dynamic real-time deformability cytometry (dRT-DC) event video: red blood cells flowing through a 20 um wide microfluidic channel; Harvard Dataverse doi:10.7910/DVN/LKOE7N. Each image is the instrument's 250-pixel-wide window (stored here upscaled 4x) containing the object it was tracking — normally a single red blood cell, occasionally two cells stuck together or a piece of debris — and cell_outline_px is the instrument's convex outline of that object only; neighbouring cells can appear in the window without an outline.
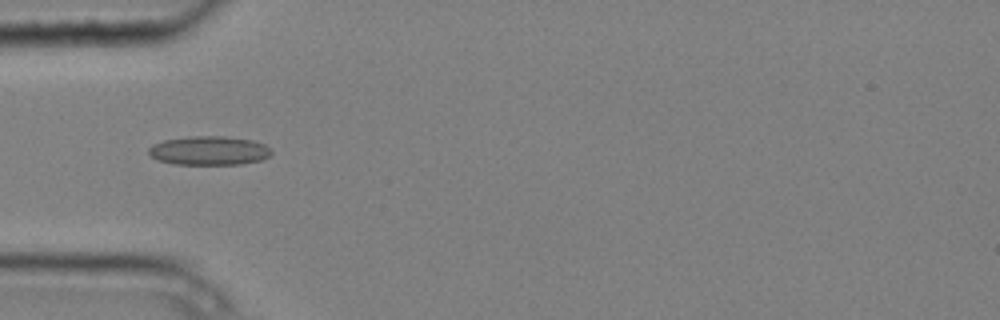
{"species": "common noctule bat (a hibernating species)", "species_latin": "Nyctalus noctula", "temperature_condition": "cold", "stored_images_in_passage": 6, "camera_frame_rate_fps": 3000, "um_per_image_px": 0.085, "animal": {"sex": "male", "body_mass_g": 20.4}, "frame": {"image": 1, "passage_image": 1, "time_ms": 0.0, "image_size_px": [1000, 320], "cell_outline_px": [[272, 152], [268, 156], [260, 160], [244, 164], [172, 164], [160, 160], [152, 156], [148, 152], [148, 148], [152, 144], [164, 140], [188, 136], [224, 136], [252, 140], [264, 144], [272, 148]], "centroid_in_image_um": [17.78, 12.79], "position_along_channel_um": 67.2, "area_um2": 20.75}}
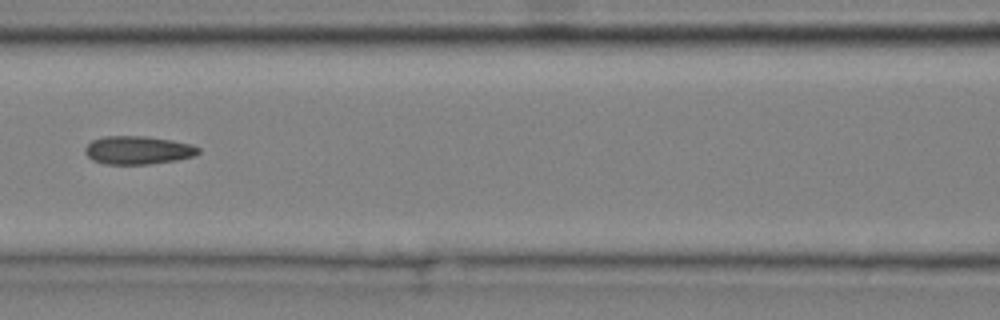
{"frame": {"image": 2, "passage_image": 3, "time_ms": 0.667, "image_size_px": [1000, 320], "cell_outline_px": [[200, 152], [196, 156], [176, 160], [148, 164], [104, 164], [92, 160], [84, 152], [84, 148], [92, 140], [104, 136], [148, 136], [172, 140], [192, 144], [200, 148]], "centroid_in_image_um": [11.74, 12.76], "position_along_channel_um": 154.9, "area_um2": 18.84}}
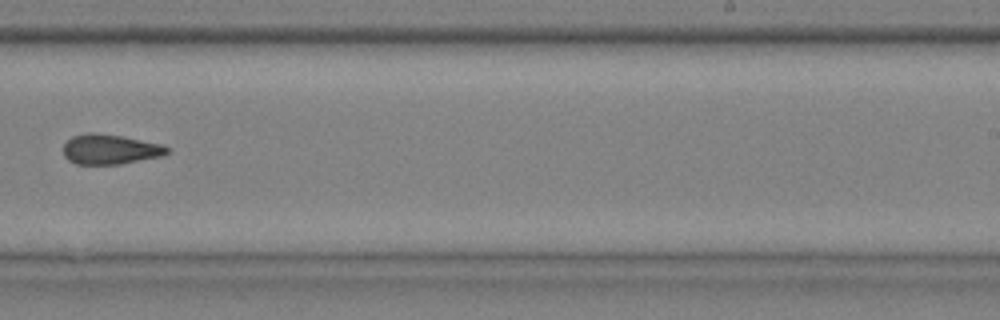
{"frame": {"image": 3, "passage_image": 6, "time_ms": 1.667, "image_size_px": [1000, 320], "cell_outline_px": [[168, 152], [160, 156], [120, 164], [76, 164], [68, 160], [64, 156], [64, 144], [72, 136], [84, 132], [96, 132], [120, 136], [164, 144], [168, 148]], "centroid_in_image_um": [9.32, 12.68], "position_along_channel_um": 279.7, "area_um2": 18.09}}